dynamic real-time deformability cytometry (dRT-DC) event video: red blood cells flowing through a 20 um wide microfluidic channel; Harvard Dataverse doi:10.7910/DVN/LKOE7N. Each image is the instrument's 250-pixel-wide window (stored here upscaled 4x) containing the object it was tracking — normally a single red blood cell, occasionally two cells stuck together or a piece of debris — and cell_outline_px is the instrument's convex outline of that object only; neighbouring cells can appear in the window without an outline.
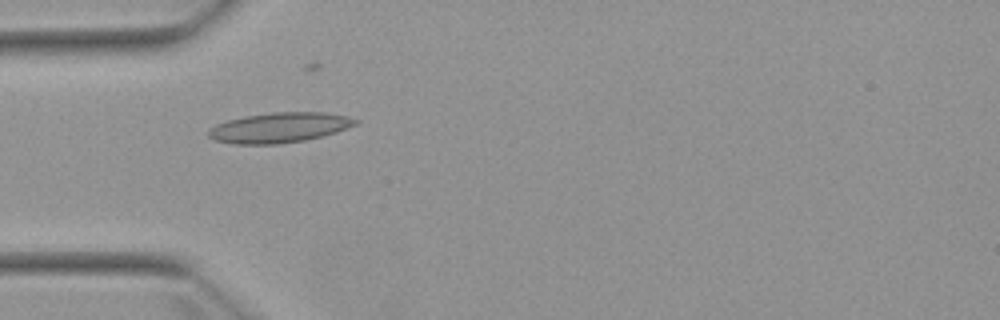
{"species": "Egyptian fruit bat (a non-hibernating species)", "species_latin": "Rousettus aegyptiacus", "temperature_condition": "warm", "stored_images_in_passage": 5, "camera_frame_rate_fps": 3000, "um_per_image_px": 0.085, "animal": {"sex": "female"}, "frame": {"image": 1, "passage_image": 5, "time_ms": 5.0, "image_size_px": [1000, 320], "cell_outline_px": [[360, 120], [356, 124], [336, 132], [304, 140], [276, 144], [232, 144], [216, 140], [208, 136], [208, 128], [216, 124], [228, 120], [244, 116], [272, 112], [324, 112], [344, 116]], "centroid_in_image_um": [23.7, 10.84], "position_along_channel_um": 61.3, "area_um2": 25.61}}